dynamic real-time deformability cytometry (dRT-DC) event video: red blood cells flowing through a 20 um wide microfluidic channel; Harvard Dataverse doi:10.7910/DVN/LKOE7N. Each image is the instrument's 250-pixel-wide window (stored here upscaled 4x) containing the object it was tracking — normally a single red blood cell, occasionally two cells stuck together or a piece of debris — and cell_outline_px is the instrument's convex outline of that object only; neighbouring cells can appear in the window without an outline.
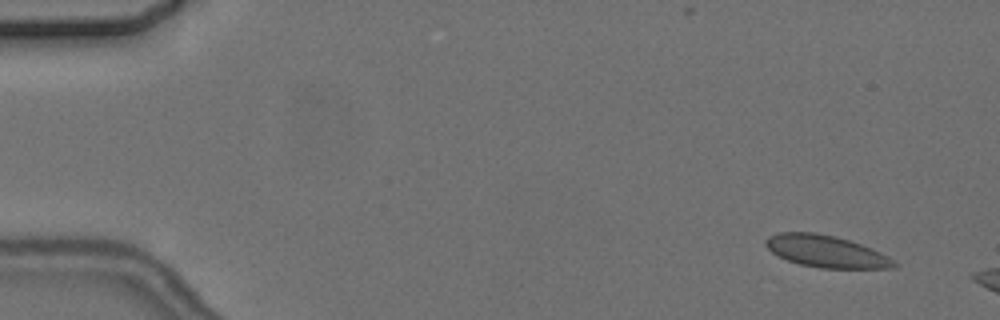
{"species": "common noctule bat (a hibernating species)", "species_latin": "Nyctalus noctula", "temperature_condition": "cold", "stored_images_in_passage": 7, "segment_of_instrument_passage": [2, 2], "camera_frame_rate_fps": 3000, "um_per_image_px": 0.085, "animal": {"sex": "female", "body_mass_g": 24.6, "forearm_length_mm": 56.2}, "frame": {"image": 1, "passage_image": 7, "time_ms": 7.0, "image_size_px": [1000, 320], "cell_outline_px": [[900, 264], [896, 268], [820, 268], [800, 264], [788, 260], [772, 252], [764, 244], [764, 240], [768, 236], [780, 232], [816, 232], [836, 236], [872, 248], [896, 260]], "centroid_in_image_um": [70.25, 21.36], "position_along_channel_um": 14.7, "area_um2": 24.04}}